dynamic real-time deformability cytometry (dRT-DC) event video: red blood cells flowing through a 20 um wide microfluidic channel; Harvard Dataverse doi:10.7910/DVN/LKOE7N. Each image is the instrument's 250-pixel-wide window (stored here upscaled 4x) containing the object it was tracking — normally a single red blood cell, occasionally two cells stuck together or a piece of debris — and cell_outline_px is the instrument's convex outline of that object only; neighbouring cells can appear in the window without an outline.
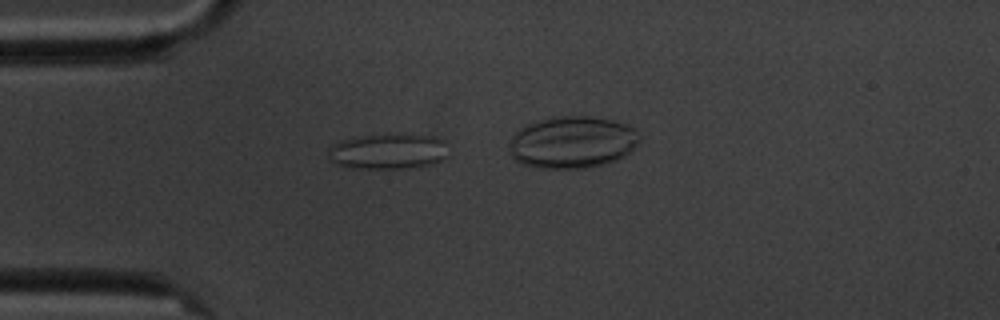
{"species": "common noctule bat (a hibernating species)", "species_latin": "Nyctalus noctula", "temperature_condition": "cold", "stored_images_in_passage": 8, "camera_frame_rate_fps": 3000, "um_per_image_px": 0.085, "animal": {"sex": "male", "body_mass_g": 20.1, "forearm_length_mm": 53.5}, "frame": {"image": 1, "passage_image": 1, "time_ms": 0.0, "image_size_px": [1000, 320], "cell_outline_px": [[448, 156], [432, 164], [408, 168], [348, 168], [336, 164], [328, 160], [328, 148], [332, 144], [344, 140], [360, 136], [404, 132], [436, 136], [444, 140]], "centroid_in_image_um": [33.0, 12.84], "position_along_channel_um": 52.0, "area_um2": 25.55}}
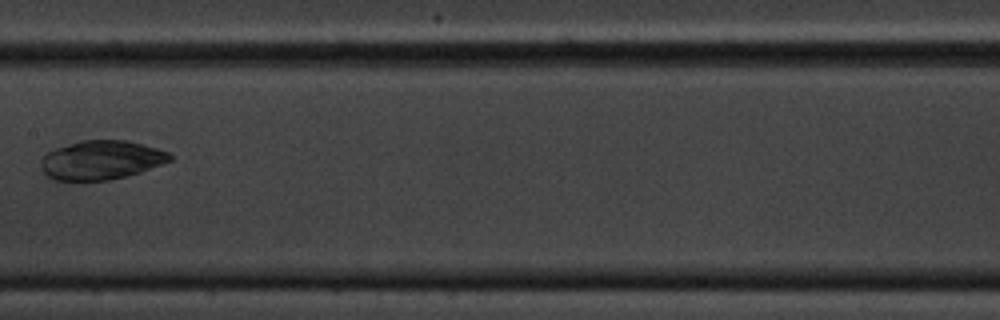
{"frame": {"image": 2, "passage_image": 6, "time_ms": 5.667, "image_size_px": [1000, 320], "cell_outline_px": [[172, 160], [140, 172], [108, 180], [52, 180], [40, 168], [40, 164], [44, 156], [48, 152], [56, 148], [80, 140], [128, 140], [156, 148], [168, 152], [172, 156]], "centroid_in_image_um": [8.59, 13.6], "position_along_channel_um": 198.8, "area_um2": 29.13}}
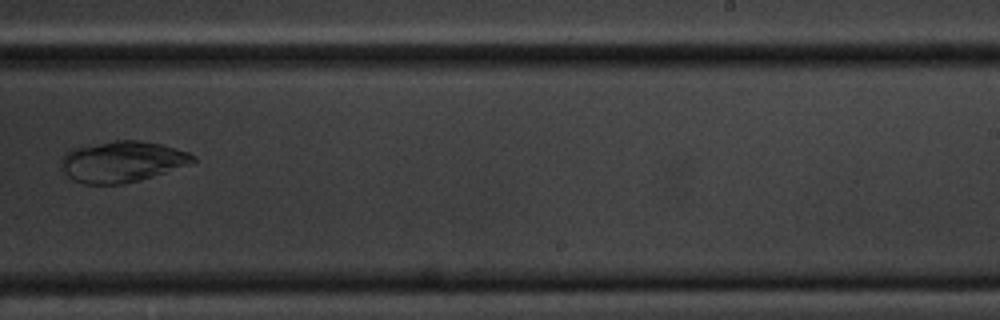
{"frame": {"image": 3, "passage_image": 8, "time_ms": 8.0, "image_size_px": [1000, 320], "cell_outline_px": [[196, 160], [152, 176], [120, 184], [84, 184], [72, 180], [60, 168], [60, 160], [64, 152], [72, 148], [116, 140], [140, 140], [160, 144], [188, 152], [196, 156]], "centroid_in_image_um": [10.28, 13.73], "position_along_channel_um": 278.7, "area_um2": 31.15}}